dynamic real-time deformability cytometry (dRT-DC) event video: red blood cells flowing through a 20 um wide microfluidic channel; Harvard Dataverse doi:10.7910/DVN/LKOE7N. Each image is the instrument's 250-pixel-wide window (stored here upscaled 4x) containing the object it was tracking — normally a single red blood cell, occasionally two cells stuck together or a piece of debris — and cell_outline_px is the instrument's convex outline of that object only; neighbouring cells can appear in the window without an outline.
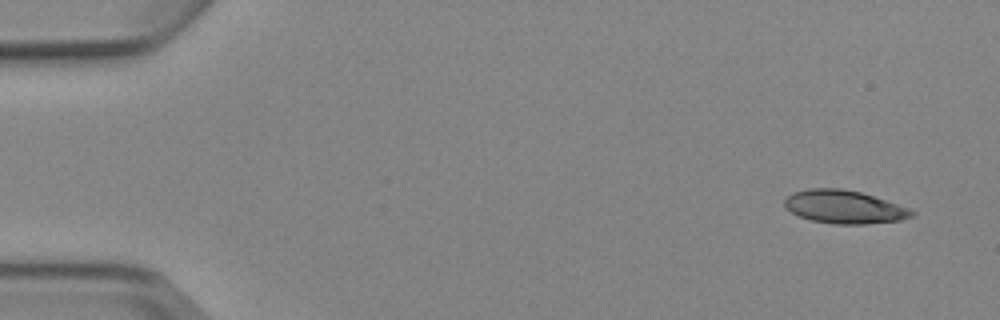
{"species": "Egyptian fruit bat (a non-hibernating species)", "species_latin": "Rousettus aegyptiacus", "temperature_condition": "cold", "stored_images_in_passage": 5, "camera_frame_rate_fps": 3000, "um_per_image_px": 0.085, "animal": {"sex": "female"}, "frame": {"image": 1, "passage_image": 1, "time_ms": 0.0, "image_size_px": [1000, 320], "cell_outline_px": [[916, 212], [912, 216], [900, 220], [864, 224], [836, 224], [812, 220], [800, 216], [784, 208], [784, 200], [792, 192], [808, 188], [840, 188], [860, 192], [908, 208]], "centroid_in_image_um": [71.71, 17.58], "position_along_channel_um": 13.3, "area_um2": 24.33}}